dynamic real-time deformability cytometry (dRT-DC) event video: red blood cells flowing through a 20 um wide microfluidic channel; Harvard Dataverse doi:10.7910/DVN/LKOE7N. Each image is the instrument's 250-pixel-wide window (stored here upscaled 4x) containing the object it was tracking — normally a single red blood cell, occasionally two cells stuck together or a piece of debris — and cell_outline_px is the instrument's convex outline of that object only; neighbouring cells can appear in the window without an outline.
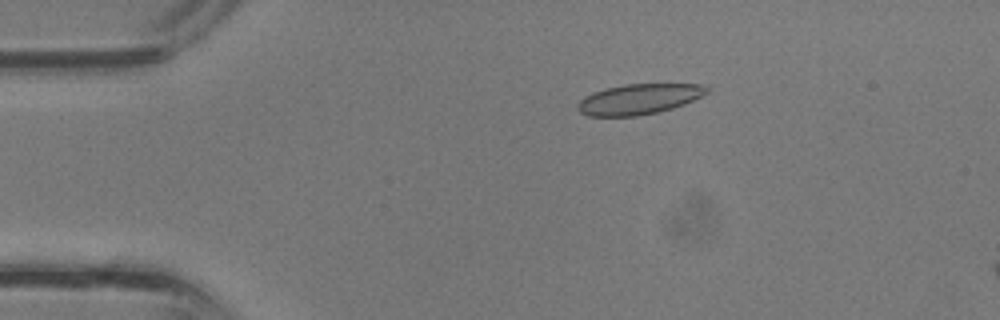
{"species": "common noctule bat (a hibernating species)", "species_latin": "Nyctalus noctula", "temperature_condition": "room temperature", "stored_images_in_passage": 11, "camera_frame_rate_fps": 3000, "um_per_image_px": 0.085, "animal": {"sex": "male", "body_mass_g": 13.3}, "frame": {"image": 1, "passage_image": 7, "time_ms": 2.0, "image_size_px": [1000, 320], "cell_outline_px": [[708, 88], [700, 96], [684, 104], [672, 108], [656, 112], [636, 116], [588, 116], [580, 112], [580, 100], [596, 92], [608, 88], [628, 84], [700, 84]], "centroid_in_image_um": [54.32, 8.43], "position_along_channel_um": 30.7, "area_um2": 22.08}}